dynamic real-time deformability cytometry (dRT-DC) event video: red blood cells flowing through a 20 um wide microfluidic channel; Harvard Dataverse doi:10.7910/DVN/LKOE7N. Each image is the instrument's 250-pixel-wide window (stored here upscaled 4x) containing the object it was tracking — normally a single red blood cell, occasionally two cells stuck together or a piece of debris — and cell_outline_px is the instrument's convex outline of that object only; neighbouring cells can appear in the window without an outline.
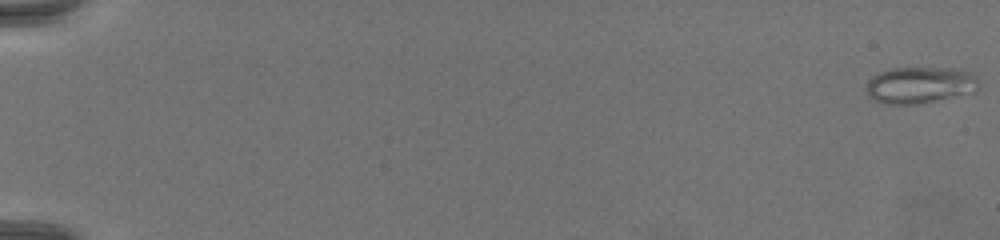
{"species": "common noctule bat (a hibernating species)", "species_latin": "Nyctalus noctula", "temperature_condition": "warm", "stored_images_in_passage": 71, "camera_frame_rate_fps": 3000, "um_per_image_px": 0.085, "animal": {"sex": "female", "body_mass_g": 19.5, "forearm_length_mm": 54.1}, "frame": {"image": 1, "passage_image": 1, "time_ms": 0.0, "image_size_px": [1000, 240], "cell_outline_px": [[976, 92], [912, 104], [884, 104], [872, 100], [868, 96], [868, 80], [872, 76], [880, 72], [892, 68], [948, 68], [972, 72], [976, 76]], "centroid_in_image_um": [78.16, 7.22], "position_along_channel_um": 6.8, "area_um2": 23.64}}
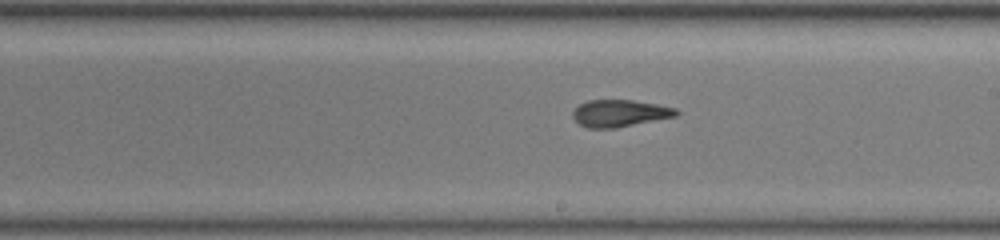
{"frame": {"image": 2, "passage_image": 44, "time_ms": 14.333, "image_size_px": [1000, 240], "cell_outline_px": [[680, 112], [676, 116], [616, 128], [588, 128], [580, 124], [572, 116], [572, 112], [580, 104], [588, 100], [632, 100], [656, 104], [676, 108]], "centroid_in_image_um": [52.68, 9.62], "position_along_channel_um": 236.3, "area_um2": 16.18}}
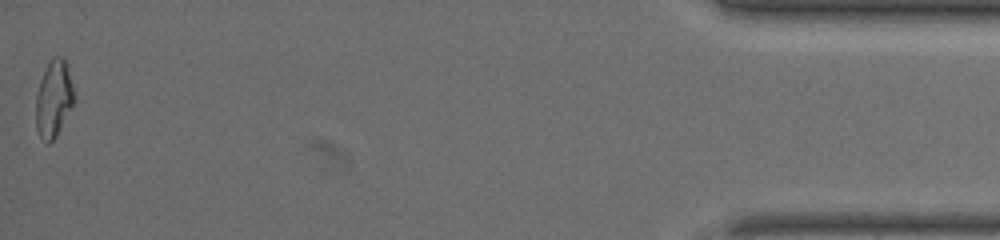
{"frame": {"image": 3, "passage_image": 71, "time_ms": 23.333, "image_size_px": [1000, 240], "cell_outline_px": [[76, 96], [56, 136], [48, 144], [40, 136], [36, 128], [36, 96], [40, 80], [52, 56], [60, 56], [68, 64]], "centroid_in_image_um": [4.58, 8.35], "position_along_channel_um": 430.6, "area_um2": 16.99}}